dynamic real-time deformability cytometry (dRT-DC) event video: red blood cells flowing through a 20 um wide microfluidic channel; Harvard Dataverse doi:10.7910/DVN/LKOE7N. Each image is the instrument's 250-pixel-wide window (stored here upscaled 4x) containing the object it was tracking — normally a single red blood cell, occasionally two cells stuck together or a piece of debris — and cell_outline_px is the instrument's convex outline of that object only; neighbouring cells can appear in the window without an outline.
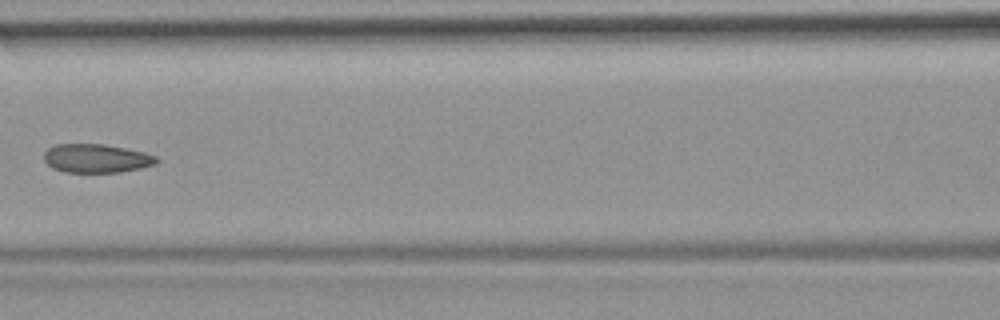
{"species": "common noctule bat (a hibernating species)", "species_latin": "Nyctalus noctula", "temperature_condition": "room temperature", "stored_images_in_passage": 8, "camera_frame_rate_fps": 3000, "um_per_image_px": 0.085, "animal": {"sex": "female", "body_mass_g": 19.9}, "frame": {"image": 1, "passage_image": 7, "time_ms": 2.0, "image_size_px": [1000, 320], "cell_outline_px": [[160, 160], [156, 164], [140, 168], [120, 172], [64, 172], [52, 168], [44, 160], [44, 152], [48, 148], [56, 144], [104, 144], [144, 152], [156, 156]], "centroid_in_image_um": [8.19, 13.46], "position_along_channel_um": 158.4, "area_um2": 18.84}}